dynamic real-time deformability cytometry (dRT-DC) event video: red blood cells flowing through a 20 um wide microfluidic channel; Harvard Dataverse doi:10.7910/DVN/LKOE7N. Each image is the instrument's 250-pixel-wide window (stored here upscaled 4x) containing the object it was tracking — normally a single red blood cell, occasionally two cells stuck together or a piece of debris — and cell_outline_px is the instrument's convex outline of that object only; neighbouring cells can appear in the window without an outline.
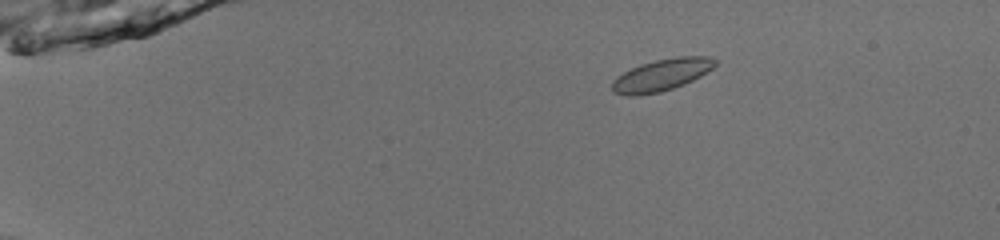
{"species": "common noctule bat (a hibernating species)", "species_latin": "Nyctalus noctula", "temperature_condition": "room temperature", "stored_images_in_passage": 43, "camera_frame_rate_fps": 3000, "um_per_image_px": 0.085, "animal": {"sex": "male", "body_mass_g": 13.0, "forearm_length_mm": 53.1}, "frame": {"image": 1, "passage_image": 1, "time_ms": 0.0, "image_size_px": [1000, 240], "cell_outline_px": [[716, 64], [712, 68], [700, 76], [684, 84], [660, 92], [636, 96], [628, 96], [612, 92], [612, 80], [616, 76], [640, 64], [656, 60], [676, 56], [712, 56], [716, 60]], "centroid_in_image_um": [56.21, 6.37], "position_along_channel_um": 28.8, "area_um2": 19.19}}
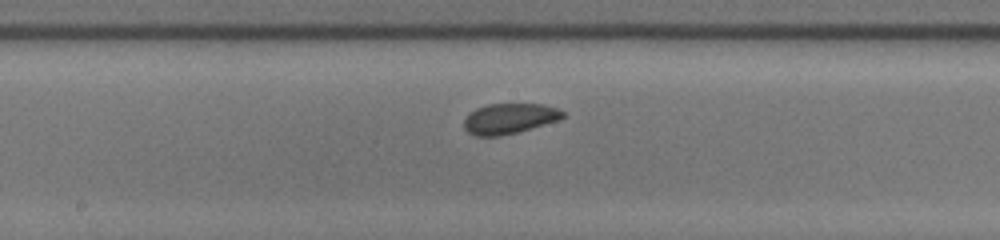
{"frame": {"image": 2, "passage_image": 21, "time_ms": 6.667, "image_size_px": [1000, 240], "cell_outline_px": [[564, 116], [556, 120], [516, 132], [500, 136], [476, 136], [468, 132], [464, 128], [464, 120], [468, 112], [476, 108], [488, 104], [544, 104], [560, 108], [564, 112]], "centroid_in_image_um": [43.25, 10.06], "position_along_channel_um": 204.9, "area_um2": 17.4}}
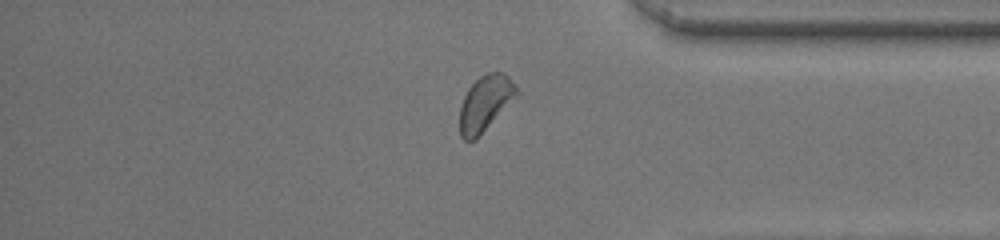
{"frame": {"image": 3, "passage_image": 36, "time_ms": 11.667, "image_size_px": [1000, 240], "cell_outline_px": [[520, 92], [476, 140], [464, 140], [460, 136], [460, 104], [468, 88], [480, 76], [488, 72], [504, 72], [516, 84]], "centroid_in_image_um": [41.25, 8.76], "position_along_channel_um": 394.0, "area_um2": 18.44}, "authors_computed_cell_mechanics": {"area_um2": 17.9758, "velocity_mm_per_s": 3.9599, "shape_relaxation_time_tau1_ms": 3.0477, "shape_relaxation_time_tau2_ms": 5.6195, "deformation_change_tau1": 0.0519, "deformation_change_tau2": 0.0644}}